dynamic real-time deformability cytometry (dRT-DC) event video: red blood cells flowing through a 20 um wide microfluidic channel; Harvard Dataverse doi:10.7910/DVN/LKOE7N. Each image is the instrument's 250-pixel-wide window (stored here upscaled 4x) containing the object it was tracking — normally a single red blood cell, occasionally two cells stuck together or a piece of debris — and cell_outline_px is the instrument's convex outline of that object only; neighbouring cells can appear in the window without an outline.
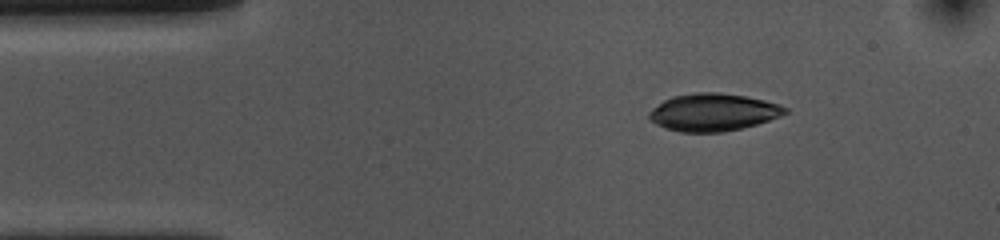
{"species": "common noctule bat (a hibernating species)", "species_latin": "Nyctalus noctula", "temperature_condition": "cold", "stored_images_in_passage": 47, "camera_frame_rate_fps": 3000, "um_per_image_px": 0.085, "animal": {"sex": "female", "body_mass_g": 10.0, "forearm_length_mm": 53.1}, "frame": {"image": 1, "passage_image": 1, "time_ms": 0.0, "image_size_px": [1000, 240], "cell_outline_px": [[788, 112], [780, 116], [756, 124], [724, 132], [680, 132], [664, 128], [656, 124], [648, 116], [648, 112], [652, 108], [664, 100], [672, 96], [696, 92], [720, 92], [744, 96], [764, 100], [780, 104], [788, 108]], "centroid_in_image_um": [60.6, 9.54], "position_along_channel_um": 24.4, "area_um2": 29.71}}
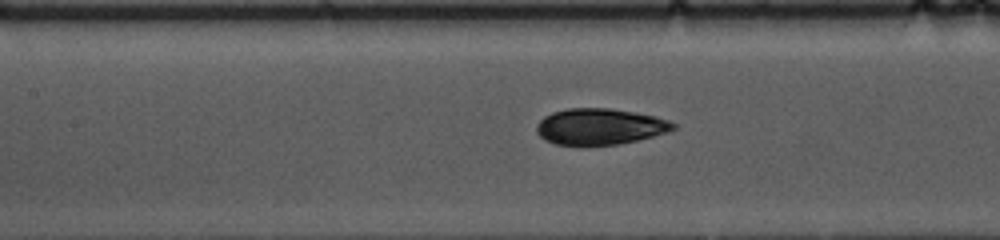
{"frame": {"image": 2, "passage_image": 16, "time_ms": 5.0, "image_size_px": [1000, 240], "cell_outline_px": [[676, 128], [668, 132], [636, 140], [616, 144], [556, 144], [544, 140], [536, 132], [536, 124], [544, 116], [552, 112], [568, 108], [608, 108], [656, 116], [668, 120], [676, 124]], "centroid_in_image_um": [50.97, 10.74], "position_along_channel_um": 156.4, "area_um2": 28.5}}
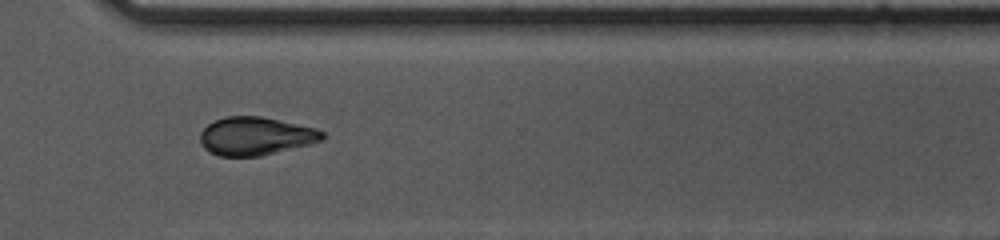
{"frame": {"image": 3, "passage_image": 32, "time_ms": 10.333, "image_size_px": [1000, 240], "cell_outline_px": [[324, 140], [312, 144], [260, 156], [220, 156], [208, 152], [204, 148], [200, 140], [200, 132], [208, 124], [216, 120], [228, 116], [260, 116], [316, 128], [324, 132]], "centroid_in_image_um": [21.74, 11.58], "position_along_channel_um": 348.9, "area_um2": 27.22}, "authors_computed_cell_mechanics": {"area_um2": 29.0156, "velocity_mm_per_s": 3.6216, "shape_relaxation_time_tau1_ms": 3.731, "shape_relaxation_time_tau2_ms": 2.8786, "deformation_change_tau1": 0.0954, "deformation_change_tau2": 0.0525}}